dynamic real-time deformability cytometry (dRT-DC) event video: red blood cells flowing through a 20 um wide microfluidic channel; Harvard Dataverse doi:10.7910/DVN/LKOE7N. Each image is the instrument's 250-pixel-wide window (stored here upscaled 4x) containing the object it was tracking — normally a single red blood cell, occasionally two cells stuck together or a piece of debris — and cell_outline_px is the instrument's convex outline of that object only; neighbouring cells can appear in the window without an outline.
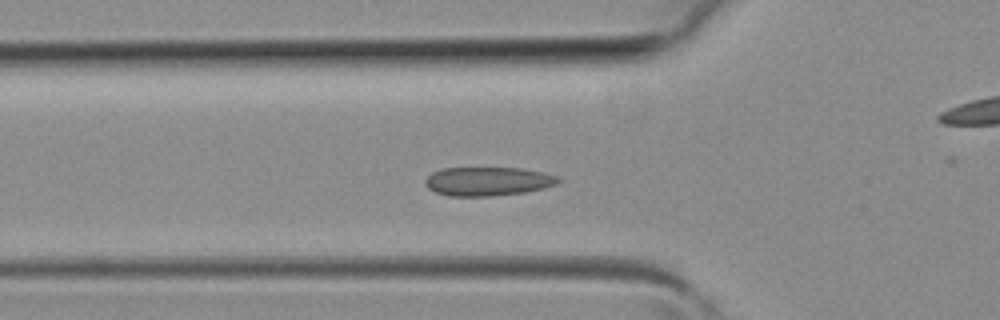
{"species": "common noctule bat (a hibernating species)", "species_latin": "Nyctalus noctula", "temperature_condition": "room temperature", "stored_images_in_passage": 41, "camera_frame_rate_fps": 3000, "um_per_image_px": 0.085, "animal": {"sex": "female", "body_mass_g": 19.3, "forearm_length_mm": 54.1}, "frame": {"image": 1, "passage_image": 13, "time_ms": 4.0, "image_size_px": [1000, 320], "cell_outline_px": [[560, 180], [556, 184], [544, 188], [524, 192], [492, 196], [448, 196], [436, 192], [428, 188], [424, 184], [424, 180], [432, 172], [440, 168], [524, 168], [544, 172], [560, 176]], "centroid_in_image_um": [41.46, 15.4], "position_along_channel_um": 84.3, "area_um2": 22.54}}
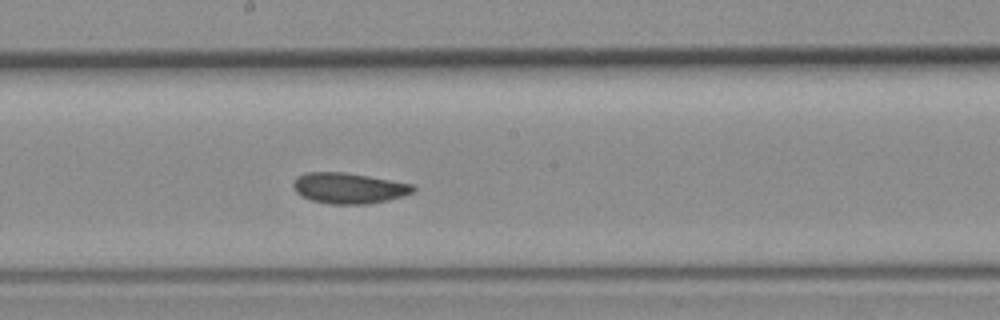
{"frame": {"image": 2, "passage_image": 21, "time_ms": 6.667, "image_size_px": [1000, 320], "cell_outline_px": [[416, 192], [388, 200], [368, 204], [328, 204], [312, 200], [300, 196], [296, 192], [292, 184], [296, 176], [308, 172], [344, 172], [368, 176], [412, 184], [416, 188]], "centroid_in_image_um": [29.63, 15.99], "position_along_channel_um": 218.6, "area_um2": 21.56}}
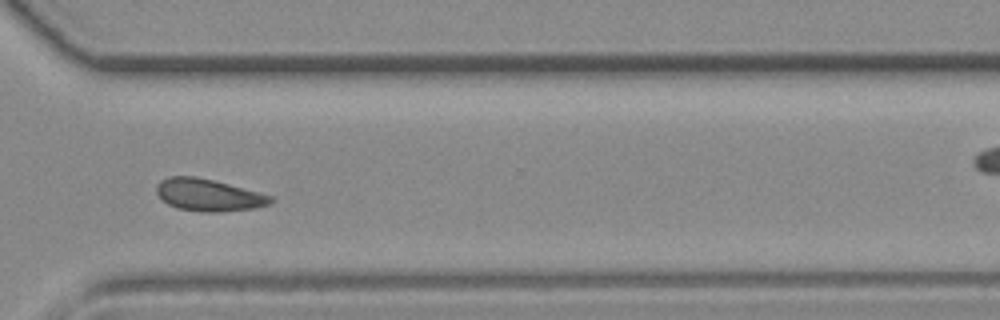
{"frame": {"image": 3, "passage_image": 29, "time_ms": 9.333, "image_size_px": [1000, 320], "cell_outline_px": [[272, 204], [252, 208], [220, 212], [200, 212], [176, 208], [168, 204], [156, 192], [156, 184], [160, 180], [168, 176], [196, 176], [260, 192], [272, 196]], "centroid_in_image_um": [17.7, 16.57], "position_along_channel_um": 352.9, "area_um2": 21.39}}